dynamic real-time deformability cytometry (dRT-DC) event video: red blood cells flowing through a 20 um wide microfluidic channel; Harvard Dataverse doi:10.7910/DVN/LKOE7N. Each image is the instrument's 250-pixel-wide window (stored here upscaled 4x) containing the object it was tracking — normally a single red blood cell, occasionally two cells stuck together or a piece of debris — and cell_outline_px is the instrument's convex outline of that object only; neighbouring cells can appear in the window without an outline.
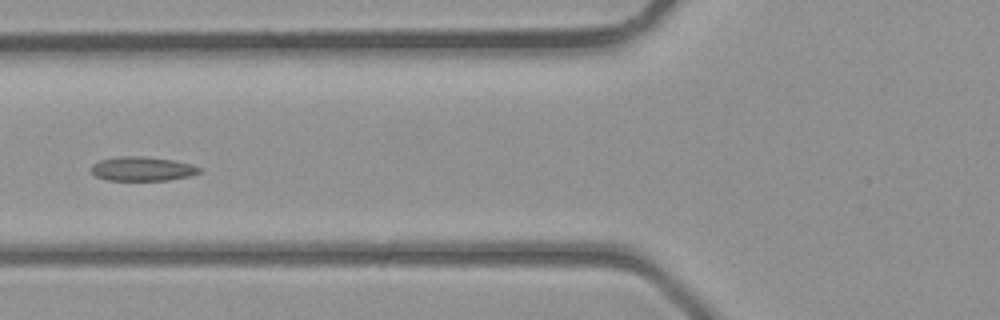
{"species": "common noctule bat (a hibernating species)", "species_latin": "Nyctalus noctula", "temperature_condition": "room temperature", "stored_images_in_passage": 35, "camera_frame_rate_fps": 3000, "um_per_image_px": 0.085, "animal": {"sex": "male", "body_mass_g": 23.1, "forearm_length_mm": 52.7}, "frame": {"image": 1, "passage_image": 11, "time_ms": 3.333, "image_size_px": [1000, 320], "cell_outline_px": [[200, 172], [188, 176], [168, 180], [108, 180], [96, 176], [92, 172], [92, 164], [100, 160], [120, 156], [144, 156], [172, 160], [192, 164], [200, 168]], "centroid_in_image_um": [12.09, 14.34], "position_along_channel_um": 113.7, "area_um2": 15.09}}
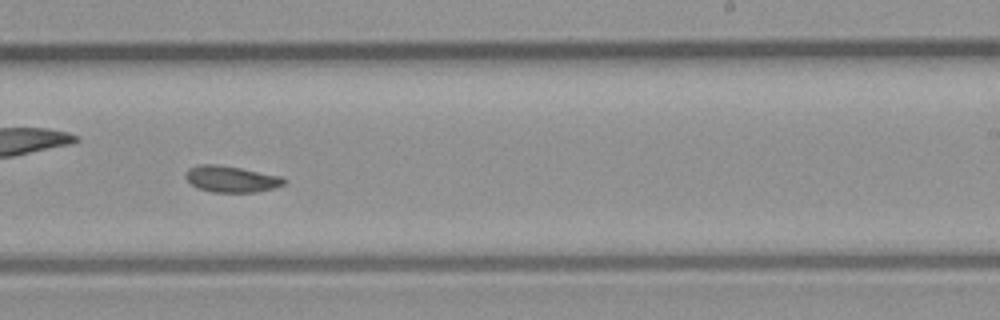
{"frame": {"image": 2, "passage_image": 20, "time_ms": 6.333, "image_size_px": [1000, 320], "cell_outline_px": [[288, 180], [284, 184], [272, 188], [256, 192], [212, 192], [196, 188], [184, 176], [188, 168], [200, 164], [216, 164], [240, 168], [284, 176]], "centroid_in_image_um": [19.67, 15.21], "position_along_channel_um": 269.3, "area_um2": 15.2}}
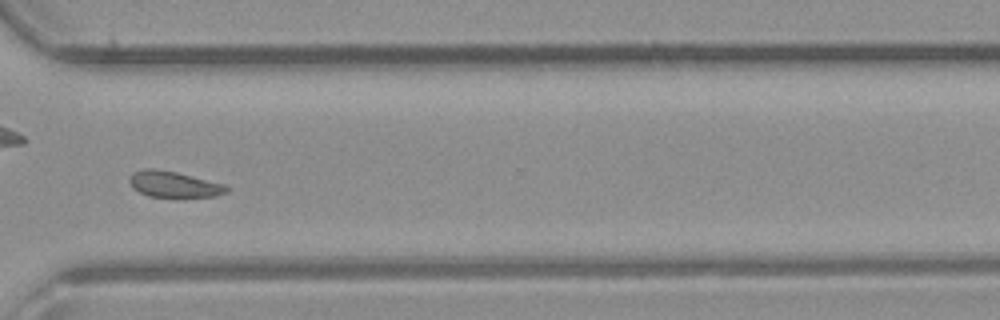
{"frame": {"image": 3, "passage_image": 25, "time_ms": 8.0, "image_size_px": [1000, 320], "cell_outline_px": [[228, 192], [216, 196], [148, 196], [132, 188], [128, 180], [132, 172], [144, 168], [152, 168], [176, 172], [224, 184], [228, 188]], "centroid_in_image_um": [14.73, 15.65], "position_along_channel_um": 355.9, "area_um2": 14.51}}